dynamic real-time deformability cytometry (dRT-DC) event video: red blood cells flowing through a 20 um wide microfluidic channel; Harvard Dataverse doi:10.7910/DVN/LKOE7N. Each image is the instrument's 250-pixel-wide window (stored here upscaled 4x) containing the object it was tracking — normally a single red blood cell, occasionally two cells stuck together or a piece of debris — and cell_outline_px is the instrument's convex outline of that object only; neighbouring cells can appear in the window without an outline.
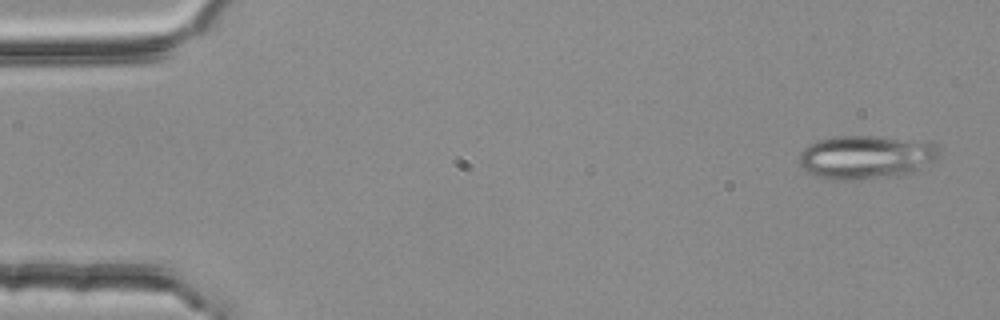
{"species": "common noctule bat (a hibernating species)", "species_latin": "Nyctalus noctula", "temperature_condition": "room temperature", "stored_images_in_passage": 4, "camera_frame_rate_fps": 3000, "um_per_image_px": 0.085, "animal": {"sex": "female", "body_mass_g": 25.1}, "frame": {"image": 1, "passage_image": 1, "time_ms": 0.0, "image_size_px": [1000, 320], "cell_outline_px": [[940, 156], [936, 160], [916, 172], [904, 176], [852, 180], [832, 180], [816, 176], [808, 172], [800, 164], [800, 152], [808, 144], [816, 140], [832, 136], [876, 136], [924, 140], [936, 144], [940, 148]], "centroid_in_image_um": [73.68, 13.35], "position_along_channel_um": 11.3, "area_um2": 36.53}}